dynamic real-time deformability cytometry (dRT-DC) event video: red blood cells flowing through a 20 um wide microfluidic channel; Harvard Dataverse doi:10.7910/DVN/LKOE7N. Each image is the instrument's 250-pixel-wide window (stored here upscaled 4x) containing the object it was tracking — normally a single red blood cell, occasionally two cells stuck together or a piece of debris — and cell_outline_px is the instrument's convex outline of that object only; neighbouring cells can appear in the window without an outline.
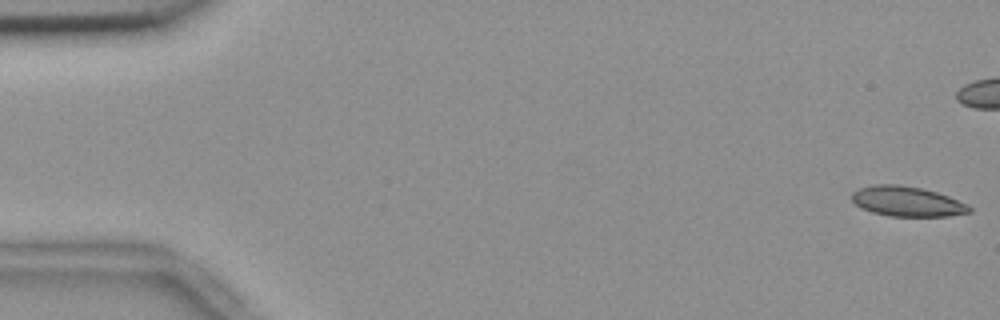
{"species": "common noctule bat (a hibernating species)", "species_latin": "Nyctalus noctula", "temperature_condition": "room temperature", "stored_images_in_passage": 56, "camera_frame_rate_fps": 3000, "um_per_image_px": 0.085, "animal": {"sex": "female", "body_mass_g": 18.4}, "frame": {"image": 1, "passage_image": 1, "time_ms": 0.0, "image_size_px": [1000, 320], "cell_outline_px": [[972, 212], [948, 216], [888, 216], [872, 212], [860, 208], [852, 200], [852, 192], [860, 188], [876, 184], [900, 184], [920, 188], [936, 192], [948, 196], [968, 204], [972, 208]], "centroid_in_image_um": [77.11, 17.12], "position_along_channel_um": 7.9, "area_um2": 20.58}}
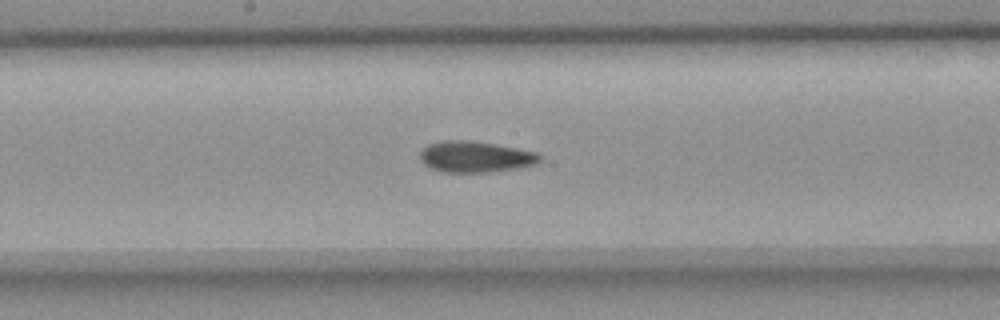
{"frame": {"image": 2, "passage_image": 29, "time_ms": 9.333, "image_size_px": [1000, 320], "cell_outline_px": [[540, 160], [536, 164], [520, 168], [488, 172], [440, 172], [424, 164], [420, 160], [420, 152], [428, 144], [440, 140], [472, 140], [516, 148], [536, 152], [540, 156]], "centroid_in_image_um": [40.38, 13.32], "position_along_channel_um": 207.8, "area_um2": 21.79}}
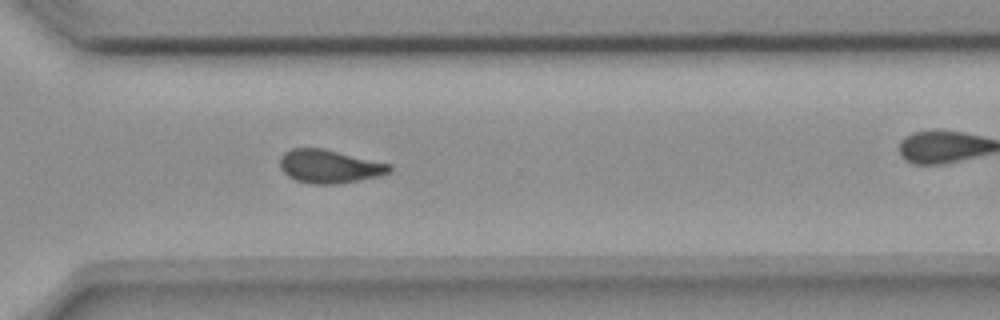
{"frame": {"image": 3, "passage_image": 40, "time_ms": 13.0, "image_size_px": [1000, 320], "cell_outline_px": [[392, 172], [380, 176], [336, 184], [312, 184], [296, 180], [288, 176], [280, 168], [280, 160], [284, 152], [292, 148], [324, 148], [392, 164]], "centroid_in_image_um": [28.03, 14.14], "position_along_channel_um": 342.6, "area_um2": 21.44}, "authors_computed_cell_mechanics": {"area_um2": 21.2993, "velocity_mm_per_s": 3.6713, "shape_relaxation_time_tau1_ms": null, "shape_relaxation_time_tau2_ms": 3.3566, "deformation_change_tau1": null, "deformation_change_tau2": 0.098}}